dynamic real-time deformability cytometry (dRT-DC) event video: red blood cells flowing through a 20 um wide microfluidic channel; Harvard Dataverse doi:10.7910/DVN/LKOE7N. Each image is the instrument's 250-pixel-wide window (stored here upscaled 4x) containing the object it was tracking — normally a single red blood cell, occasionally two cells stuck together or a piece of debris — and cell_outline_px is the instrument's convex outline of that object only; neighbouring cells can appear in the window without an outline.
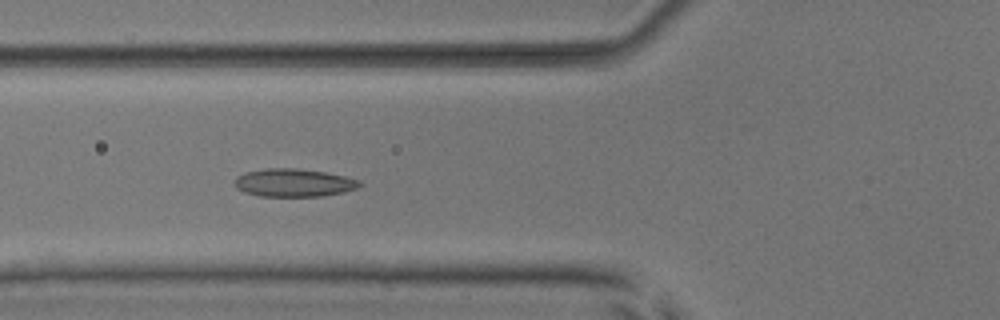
{"species": "common noctule bat (a hibernating species)", "species_latin": "Nyctalus noctula", "temperature_condition": "room temperature", "stored_images_in_passage": 6, "camera_frame_rate_fps": 3000, "um_per_image_px": 0.085, "animal": {"sex": "male", "body_mass_g": 17.9, "forearm_length_mm": 54.2}, "frame": {"image": 1, "passage_image": 5, "time_ms": 4.333, "image_size_px": [1000, 320], "cell_outline_px": [[364, 184], [356, 188], [344, 192], [324, 196], [260, 196], [244, 192], [236, 188], [232, 184], [236, 176], [244, 172], [264, 168], [296, 168], [324, 172], [344, 176], [360, 180]], "centroid_in_image_um": [24.93, 15.53], "position_along_channel_um": 100.9, "area_um2": 20.63}}
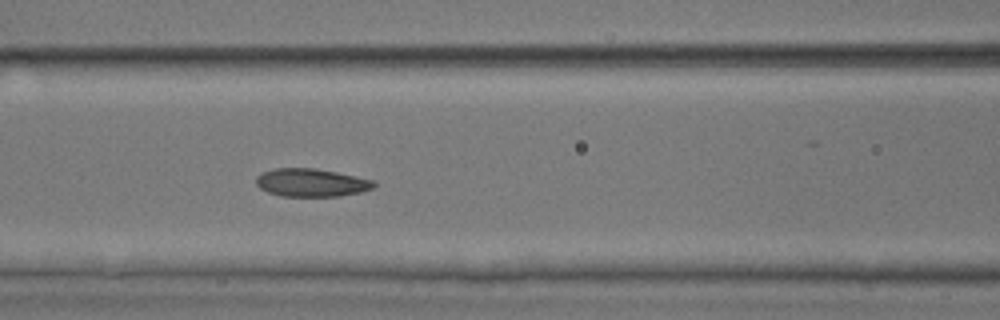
{"frame": {"image": 2, "passage_image": 6, "time_ms": 5.333, "image_size_px": [1000, 320], "cell_outline_px": [[376, 184], [372, 188], [360, 192], [340, 196], [280, 196], [268, 192], [260, 188], [256, 184], [256, 176], [260, 172], [276, 168], [316, 168], [376, 180]], "centroid_in_image_um": [26.45, 15.52], "position_along_channel_um": 140.2, "area_um2": 19.36}}